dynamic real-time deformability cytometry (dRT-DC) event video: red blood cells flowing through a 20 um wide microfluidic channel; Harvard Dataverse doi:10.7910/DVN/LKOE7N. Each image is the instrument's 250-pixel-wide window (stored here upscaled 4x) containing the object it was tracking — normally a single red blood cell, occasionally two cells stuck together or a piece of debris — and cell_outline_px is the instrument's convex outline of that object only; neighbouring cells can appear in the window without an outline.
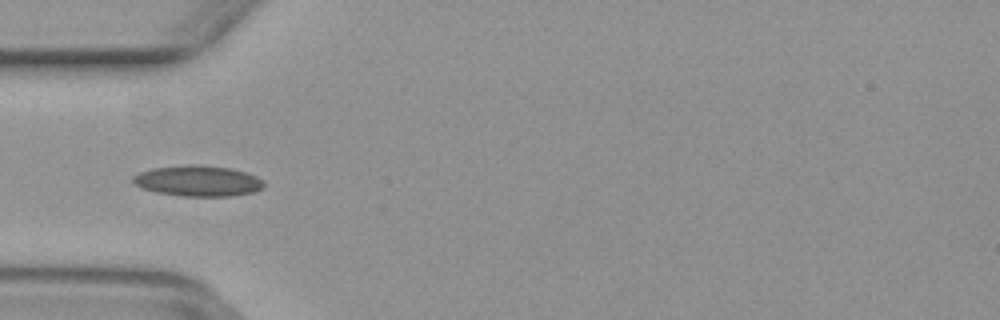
{"species": "common noctule bat (a hibernating species)", "species_latin": "Nyctalus noctula", "temperature_condition": "warm", "stored_images_in_passage": 39, "camera_frame_rate_fps": 3000, "um_per_image_px": 0.085, "animal": {"sex": "female", "body_mass_g": 29.2, "forearm_length_mm": 56.3}, "frame": {"image": 1, "passage_image": 8, "time_ms": 2.333, "image_size_px": [1000, 320], "cell_outline_px": [[264, 188], [256, 192], [232, 196], [180, 196], [156, 192], [140, 188], [132, 180], [132, 176], [140, 172], [152, 168], [184, 164], [192, 164], [232, 168], [256, 176], [264, 180]], "centroid_in_image_um": [16.84, 15.38], "position_along_channel_um": 68.2, "area_um2": 23.76}}
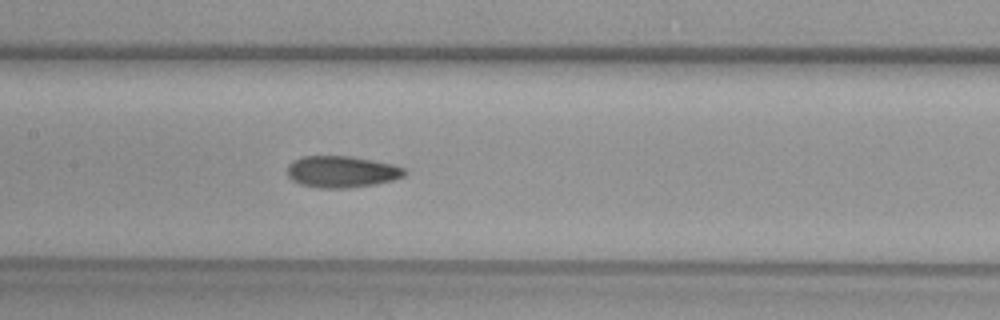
{"frame": {"image": 2, "passage_image": 16, "time_ms": 5.0, "image_size_px": [1000, 320], "cell_outline_px": [[408, 172], [404, 176], [392, 180], [376, 184], [348, 188], [316, 188], [300, 184], [292, 180], [288, 176], [288, 164], [292, 160], [300, 156], [352, 156], [392, 164], [404, 168]], "centroid_in_image_um": [29.03, 14.59], "position_along_channel_um": 178.4, "area_um2": 21.79}}
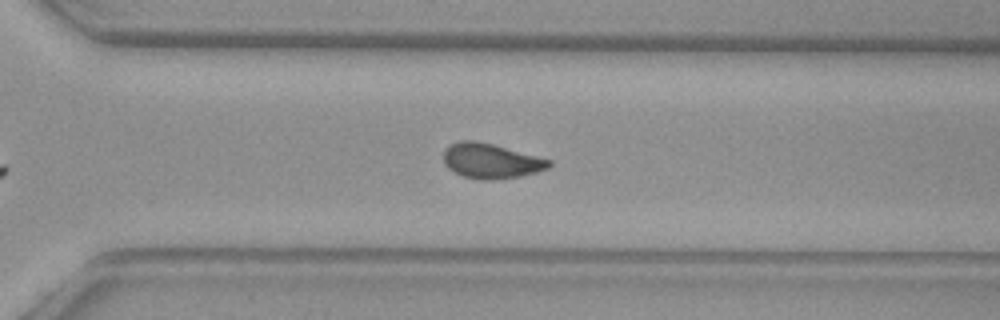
{"frame": {"image": 3, "passage_image": 27, "time_ms": 8.667, "image_size_px": [1000, 320], "cell_outline_px": [[552, 164], [548, 168], [536, 172], [516, 176], [492, 180], [480, 180], [464, 176], [448, 168], [444, 164], [444, 152], [452, 144], [460, 140], [476, 140], [492, 144], [552, 160]], "centroid_in_image_um": [41.73, 13.67], "position_along_channel_um": 328.9, "area_um2": 21.15}}